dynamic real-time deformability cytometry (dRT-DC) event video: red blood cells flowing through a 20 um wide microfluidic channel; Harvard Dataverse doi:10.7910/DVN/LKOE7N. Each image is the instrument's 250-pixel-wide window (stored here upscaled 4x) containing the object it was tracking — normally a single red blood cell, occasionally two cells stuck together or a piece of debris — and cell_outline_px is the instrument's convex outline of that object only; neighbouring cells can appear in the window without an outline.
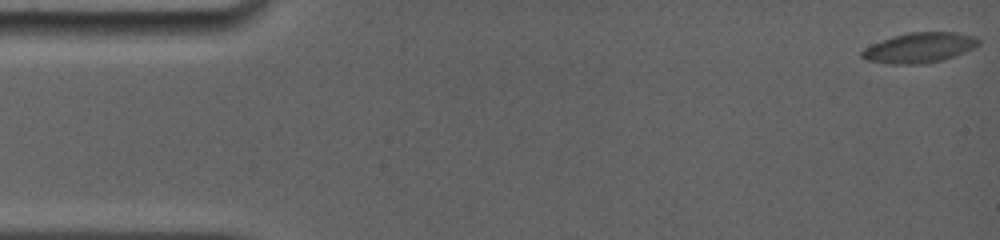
{"species": "common noctule bat (a hibernating species)", "species_latin": "Nyctalus noctula", "temperature_condition": "room temperature", "stored_images_in_passage": 5, "camera_frame_rate_fps": 5000, "um_per_image_px": 0.085, "animal": {"sex": "female", "body_mass_g": 19.0, "forearm_length_mm": 56.7}, "frame": {"image": 1, "passage_image": 1, "time_ms": 0.0, "image_size_px": [1000, 240], "cell_outline_px": [[980, 44], [964, 52], [944, 60], [920, 64], [888, 64], [864, 60], [860, 56], [860, 52], [864, 48], [872, 44], [908, 32], [956, 32], [976, 36], [980, 40]], "centroid_in_image_um": [78.15, 4.06], "position_along_channel_um": 6.9, "area_um2": 20.52}}
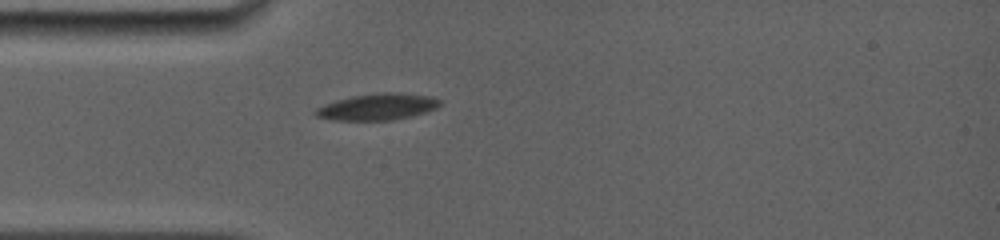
{"frame": {"image": 2, "passage_image": 5, "time_ms": 4.6, "image_size_px": [1000, 240], "cell_outline_px": [[440, 104], [436, 108], [424, 112], [392, 120], [332, 120], [316, 116], [312, 112], [316, 108], [324, 104], [336, 100], [352, 96], [380, 92], [400, 92], [432, 96], [440, 100]], "centroid_in_image_um": [32.05, 9.06], "position_along_channel_um": 52.9, "area_um2": 19.19}}